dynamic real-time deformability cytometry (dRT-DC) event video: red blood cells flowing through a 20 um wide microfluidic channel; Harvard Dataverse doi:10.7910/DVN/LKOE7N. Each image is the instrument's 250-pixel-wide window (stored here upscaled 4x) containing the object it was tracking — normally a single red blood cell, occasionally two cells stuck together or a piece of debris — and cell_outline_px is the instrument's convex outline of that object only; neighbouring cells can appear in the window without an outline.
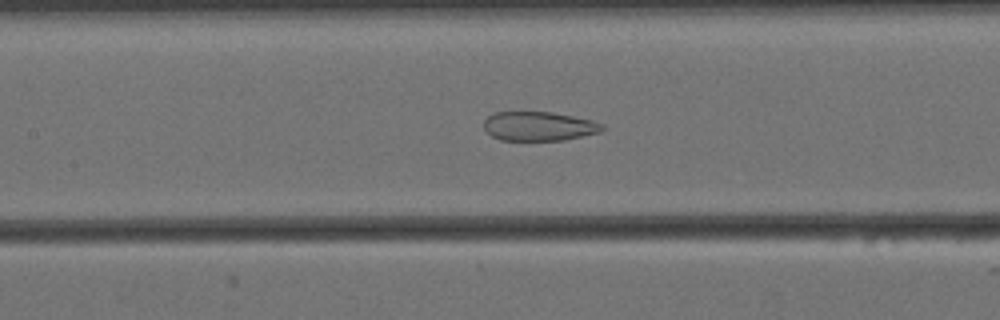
{"species": "Egyptian fruit bat (a non-hibernating species)", "species_latin": "Rousettus aegyptiacus", "temperature_condition": "cold", "stored_images_in_passage": 44, "camera_frame_rate_fps": 3000, "um_per_image_px": 0.085, "animal": {"sex": "female"}, "frame": {"image": 1, "passage_image": 23, "time_ms": 7.333, "image_size_px": [1000, 320], "cell_outline_px": [[604, 128], [600, 132], [564, 140], [500, 140], [492, 136], [484, 128], [484, 120], [492, 112], [552, 112], [592, 120], [604, 124]], "centroid_in_image_um": [45.8, 10.72], "position_along_channel_um": 161.6, "area_um2": 20.11}}
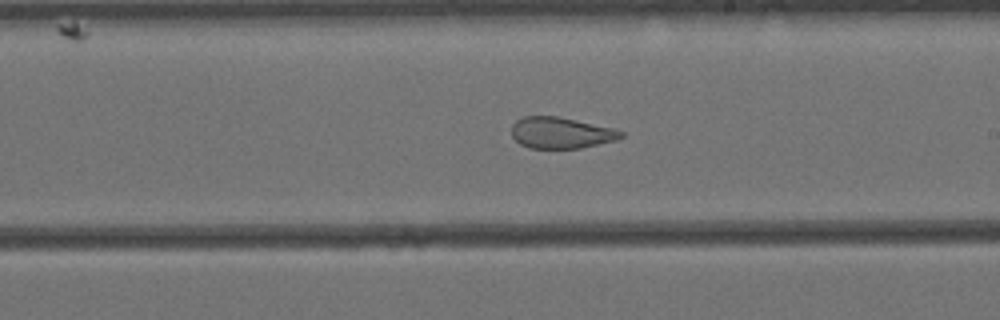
{"frame": {"image": 2, "passage_image": 30, "time_ms": 9.667, "image_size_px": [1000, 320], "cell_outline_px": [[624, 136], [616, 140], [580, 148], [528, 148], [520, 144], [512, 136], [512, 124], [516, 120], [524, 116], [560, 116], [612, 128], [624, 132]], "centroid_in_image_um": [47.67, 11.28], "position_along_channel_um": 241.3, "area_um2": 19.94}}
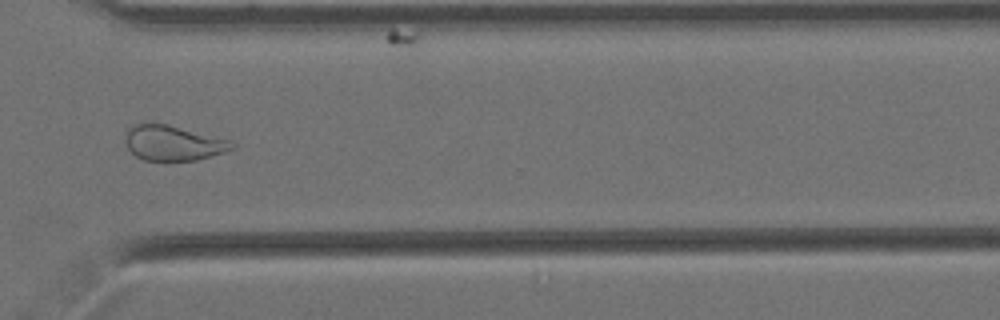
{"frame": {"image": 3, "passage_image": 40, "time_ms": 13.0, "image_size_px": [1000, 320], "cell_outline_px": [[236, 148], [224, 152], [196, 160], [144, 160], [136, 156], [128, 148], [124, 140], [128, 128], [132, 124], [168, 124], [228, 140], [236, 144]], "centroid_in_image_um": [14.7, 12.15], "position_along_channel_um": 355.9, "area_um2": 21.56}, "authors_computed_cell_mechanics": {"area_um2": 22.6287, "velocity_mm_per_s": 3.4348, "shape_relaxation_time_tau1_ms": null, "shape_relaxation_time_tau2_ms": 1.6295, "deformation_change_tau1": null, "deformation_change_tau2": 0.0826}}